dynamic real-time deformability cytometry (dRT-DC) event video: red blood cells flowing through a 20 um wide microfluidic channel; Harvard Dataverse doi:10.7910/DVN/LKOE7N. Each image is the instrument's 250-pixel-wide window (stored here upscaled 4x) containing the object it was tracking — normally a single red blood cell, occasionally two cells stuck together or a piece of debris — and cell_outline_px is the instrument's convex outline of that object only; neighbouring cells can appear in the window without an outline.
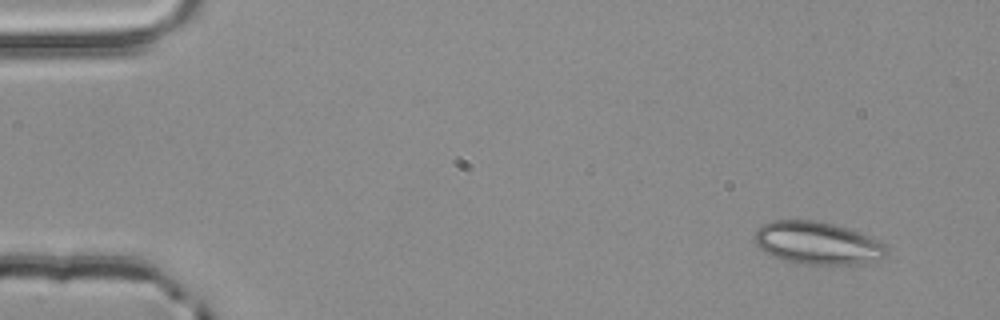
{"species": "common noctule bat (a hibernating species)", "species_latin": "Nyctalus noctula", "temperature_condition": "room temperature", "stored_images_in_passage": 4, "camera_frame_rate_fps": 3000, "um_per_image_px": 0.085, "animal": {"sex": "male", "body_mass_g": 20.4}, "frame": {"image": 1, "passage_image": 1, "time_ms": 0.0, "image_size_px": [1000, 320], "cell_outline_px": [[884, 256], [876, 260], [856, 264], [808, 264], [788, 260], [764, 252], [756, 244], [756, 228], [760, 224], [772, 220], [812, 220], [832, 224], [872, 236], [884, 244]], "centroid_in_image_um": [69.45, 20.64], "position_along_channel_um": 15.5, "area_um2": 32.19}}